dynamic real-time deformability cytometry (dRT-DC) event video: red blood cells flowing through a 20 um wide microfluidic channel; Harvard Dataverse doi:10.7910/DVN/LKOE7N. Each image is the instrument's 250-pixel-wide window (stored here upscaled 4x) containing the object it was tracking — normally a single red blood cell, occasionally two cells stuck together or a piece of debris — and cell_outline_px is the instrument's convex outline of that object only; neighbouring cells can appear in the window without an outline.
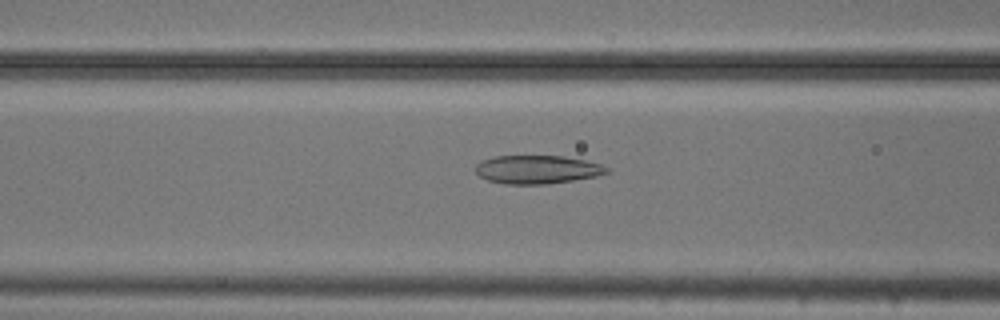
{"species": "common noctule bat (a hibernating species)", "species_latin": "Nyctalus noctula", "temperature_condition": "cold", "stored_images_in_passage": 26, "camera_frame_rate_fps": 3000, "um_per_image_px": 0.085, "animal": {"sex": "male", "body_mass_g": 20.5, "forearm_length_mm": 52.5}, "frame": {"image": 1, "passage_image": 10, "time_ms": 3.0, "image_size_px": [1000, 320], "cell_outline_px": [[608, 172], [596, 176], [548, 184], [504, 184], [488, 180], [480, 176], [476, 172], [476, 164], [480, 160], [492, 156], [564, 156], [584, 160], [600, 164], [608, 168]], "centroid_in_image_um": [45.62, 14.4], "position_along_channel_um": 121.0, "area_um2": 21.68}}
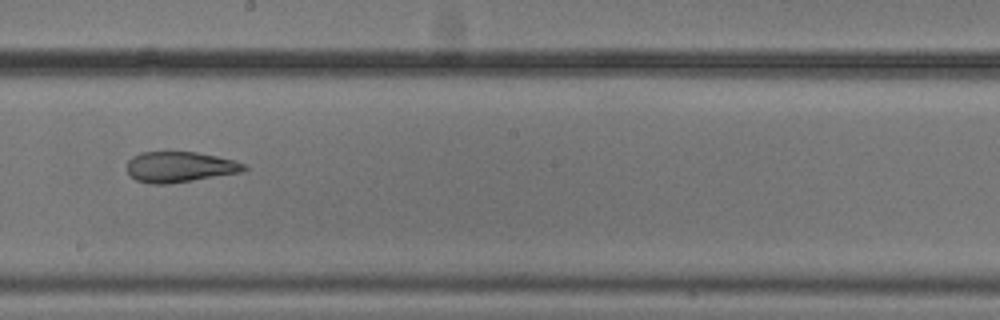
{"frame": {"image": 2, "passage_image": 19, "time_ms": 6.0, "image_size_px": [1000, 320], "cell_outline_px": [[248, 168], [240, 172], [168, 184], [152, 184], [136, 180], [128, 176], [128, 160], [132, 156], [140, 152], [196, 152], [216, 156], [232, 160], [244, 164]], "centroid_in_image_um": [15.22, 14.19], "position_along_channel_um": 233.0, "area_um2": 20.69}}
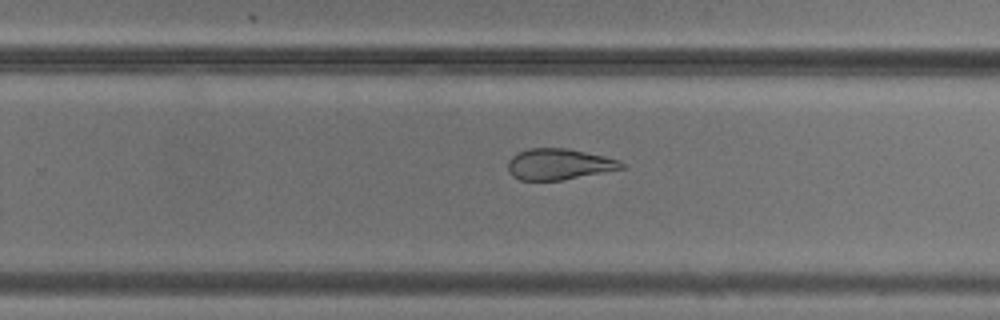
{"frame": {"image": 3, "passage_image": 23, "time_ms": 7.333, "image_size_px": [1000, 320], "cell_outline_px": [[624, 168], [564, 180], [520, 180], [512, 176], [508, 172], [508, 160], [512, 156], [528, 148], [568, 148], [604, 156], [620, 160], [624, 164]], "centroid_in_image_um": [47.5, 13.96], "position_along_channel_um": 282.3, "area_um2": 20.58}}